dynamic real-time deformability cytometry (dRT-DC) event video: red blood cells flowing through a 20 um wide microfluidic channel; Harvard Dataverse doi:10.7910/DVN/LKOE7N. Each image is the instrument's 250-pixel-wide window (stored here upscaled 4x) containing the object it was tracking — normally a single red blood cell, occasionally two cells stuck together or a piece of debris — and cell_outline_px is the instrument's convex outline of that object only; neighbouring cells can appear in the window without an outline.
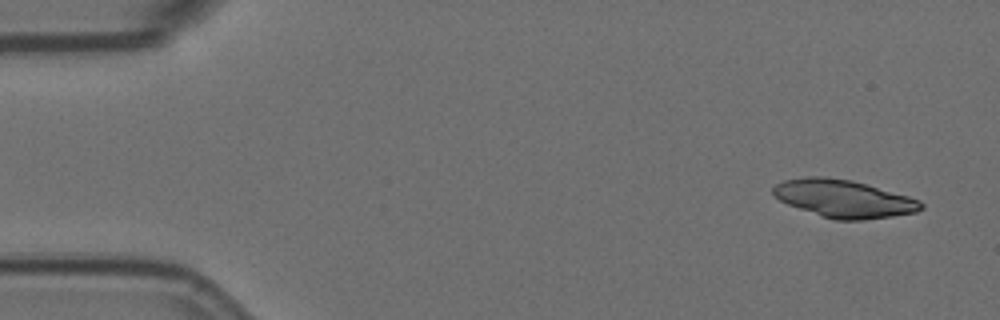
{"species": "Egyptian fruit bat (a non-hibernating species)", "species_latin": "Rousettus aegyptiacus", "temperature_condition": "room temperature", "stored_images_in_passage": 4, "camera_frame_rate_fps": 3000, "um_per_image_px": 0.085, "animal": {"sex": "female"}, "frame": {"image": 1, "passage_image": 1, "time_ms": 0.0, "image_size_px": [1000, 320], "cell_outline_px": [[924, 208], [916, 212], [892, 216], [864, 220], [836, 220], [820, 216], [788, 204], [780, 200], [772, 192], [772, 188], [776, 184], [784, 180], [808, 176], [824, 176], [852, 180], [908, 196], [920, 200], [924, 204]], "centroid_in_image_um": [71.73, 16.88], "position_along_channel_um": 13.3, "area_um2": 32.43}}